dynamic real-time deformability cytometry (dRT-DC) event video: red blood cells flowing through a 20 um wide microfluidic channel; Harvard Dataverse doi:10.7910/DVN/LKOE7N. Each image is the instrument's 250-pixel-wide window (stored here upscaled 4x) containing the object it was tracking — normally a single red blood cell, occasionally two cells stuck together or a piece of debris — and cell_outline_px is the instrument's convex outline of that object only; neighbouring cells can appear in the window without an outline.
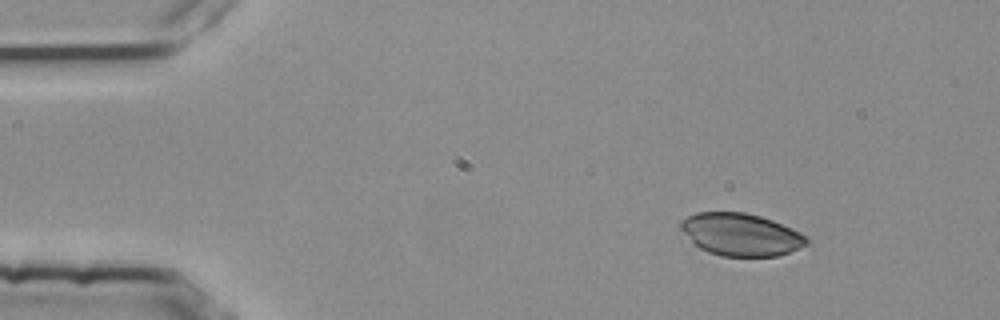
{"species": "common noctule bat (a hibernating species)", "species_latin": "Nyctalus noctula", "temperature_condition": "room temperature", "stored_images_in_passage": 3, "camera_frame_rate_fps": 3000, "um_per_image_px": 0.085, "animal": {"sex": "female", "body_mass_g": 25.1}, "frame": {"image": 1, "passage_image": 1, "time_ms": 0.0, "image_size_px": [1000, 320], "cell_outline_px": [[808, 244], [788, 252], [776, 256], [720, 256], [708, 252], [692, 244], [680, 228], [680, 220], [696, 212], [744, 212], [760, 216], [772, 220], [800, 232], [808, 236]], "centroid_in_image_um": [62.94, 19.93], "position_along_channel_um": 22.1, "area_um2": 31.21}}